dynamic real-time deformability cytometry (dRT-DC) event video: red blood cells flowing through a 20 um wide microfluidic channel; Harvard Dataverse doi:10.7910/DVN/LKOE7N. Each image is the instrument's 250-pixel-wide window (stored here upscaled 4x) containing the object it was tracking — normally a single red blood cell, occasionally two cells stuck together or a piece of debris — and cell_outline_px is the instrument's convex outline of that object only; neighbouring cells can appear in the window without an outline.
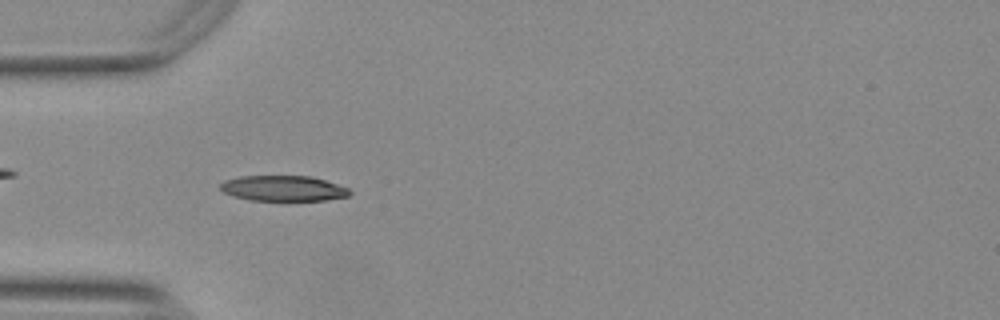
{"species": "Egyptian fruit bat (a non-hibernating species)", "species_latin": "Rousettus aegyptiacus", "temperature_condition": "warm", "stored_images_in_passage": 48, "camera_frame_rate_fps": 3000, "um_per_image_px": 0.085, "animal": {"sex": "female"}, "frame": {"image": 1, "passage_image": 11, "time_ms": 3.333, "image_size_px": [1000, 320], "cell_outline_px": [[352, 192], [348, 196], [324, 200], [252, 200], [232, 196], [224, 192], [220, 188], [220, 184], [224, 180], [240, 176], [312, 176], [348, 188]], "centroid_in_image_um": [24.06, 16.0], "position_along_channel_um": 60.9, "area_um2": 19.07}}
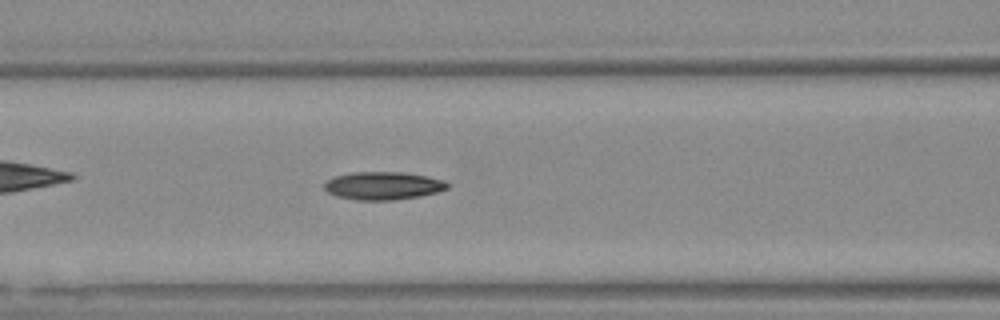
{"frame": {"image": 2, "passage_image": 17, "time_ms": 5.333, "image_size_px": [1000, 320], "cell_outline_px": [[448, 188], [436, 192], [420, 196], [392, 200], [356, 200], [336, 196], [328, 192], [324, 188], [324, 184], [332, 176], [352, 172], [404, 172], [428, 176], [444, 180], [448, 184]], "centroid_in_image_um": [32.54, 15.78], "position_along_channel_um": 134.1, "area_um2": 20.11}}
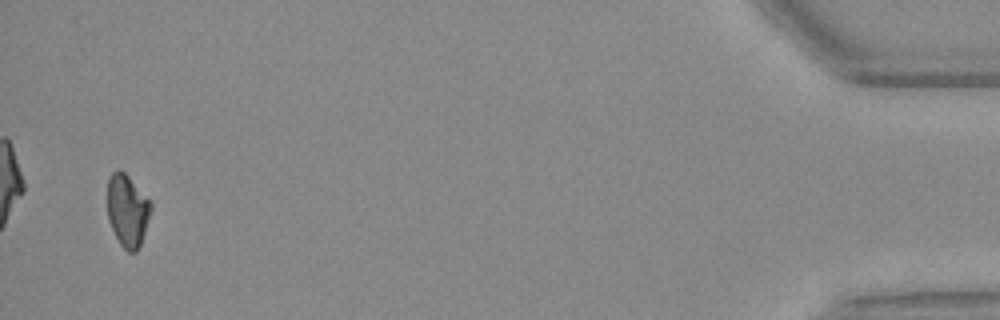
{"frame": {"image": 3, "passage_image": 47, "time_ms": 15.333, "image_size_px": [1000, 320], "cell_outline_px": [[152, 208], [140, 244], [136, 252], [128, 252], [120, 244], [112, 228], [108, 216], [108, 176], [116, 168], [120, 168], [128, 176], [152, 204]], "centroid_in_image_um": [10.82, 17.86], "position_along_channel_um": 424.4, "area_um2": 18.03}, "authors_computed_cell_mechanics": {"area_um2": 19.1607, "velocity_mm_per_s": 3.7643, "shape_relaxation_time_tau1_ms": 5.427, "shape_relaxation_time_tau2_ms": null, "deformation_change_tau1": 0.154, "deformation_change_tau2": null}}